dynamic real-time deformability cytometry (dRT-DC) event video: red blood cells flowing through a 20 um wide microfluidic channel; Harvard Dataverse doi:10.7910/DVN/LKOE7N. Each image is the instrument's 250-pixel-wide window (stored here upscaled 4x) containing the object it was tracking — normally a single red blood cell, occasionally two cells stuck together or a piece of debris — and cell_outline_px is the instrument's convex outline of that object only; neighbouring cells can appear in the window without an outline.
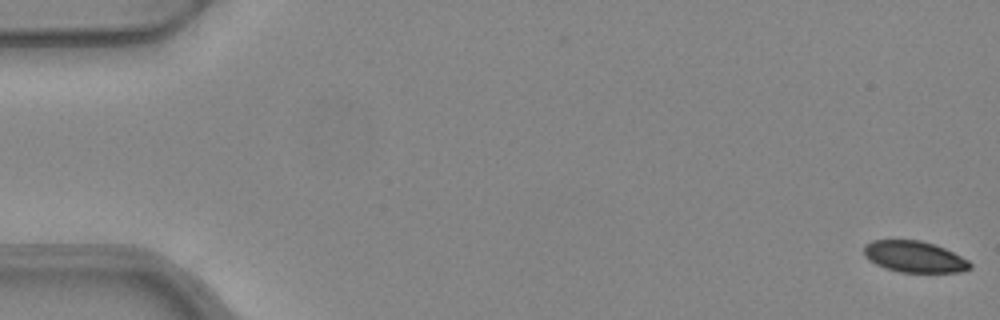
{"species": "common noctule bat (a hibernating species)", "species_latin": "Nyctalus noctula", "temperature_condition": "warm", "stored_images_in_passage": 53, "camera_frame_rate_fps": 3000, "um_per_image_px": 0.085, "animal": {"sex": "female", "body_mass_g": 24.6, "forearm_length_mm": 56.2}, "frame": {"image": 1, "passage_image": 1, "time_ms": 0.0, "image_size_px": [1000, 320], "cell_outline_px": [[972, 268], [960, 272], [900, 272], [884, 268], [868, 260], [864, 256], [864, 244], [872, 240], [920, 240], [944, 248], [968, 260], [972, 264]], "centroid_in_image_um": [77.69, 21.82], "position_along_channel_um": 7.3, "area_um2": 19.36}}
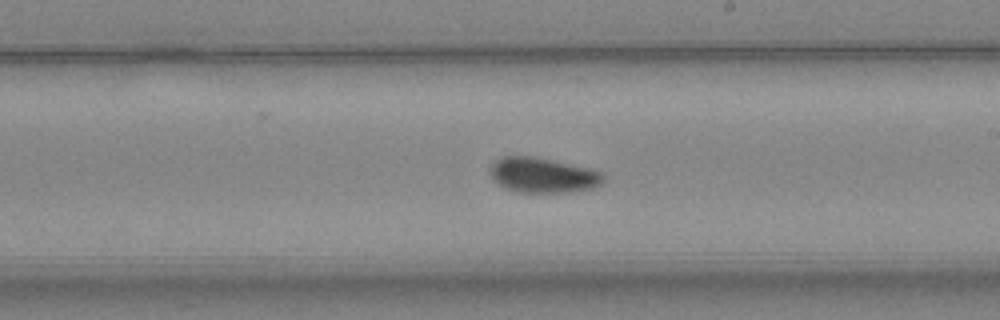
{"frame": {"image": 2, "passage_image": 31, "time_ms": 10.0, "image_size_px": [1000, 320], "cell_outline_px": [[604, 180], [600, 184], [592, 188], [568, 192], [516, 192], [504, 188], [492, 180], [488, 172], [488, 168], [500, 156], [536, 156], [588, 168], [600, 172], [604, 176]], "centroid_in_image_um": [46.06, 14.88], "position_along_channel_um": 242.9, "area_um2": 23.35}}
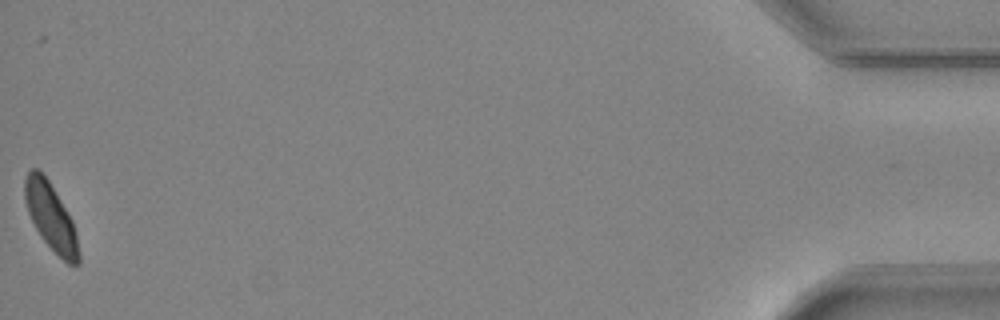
{"frame": {"image": 3, "passage_image": 53, "time_ms": 17.333, "image_size_px": [1000, 320], "cell_outline_px": [[80, 264], [68, 264], [40, 236], [28, 212], [24, 200], [24, 180], [28, 172], [32, 168], [36, 168], [48, 180], [72, 220], [76, 232], [80, 252]], "centroid_in_image_um": [4.32, 18.44], "position_along_channel_um": 430.9, "area_um2": 20.69}, "authors_computed_cell_mechanics": {"area_um2": 21.7906, "velocity_mm_per_s": 3.9376, "shape_relaxation_time_tau1_ms": 5.1963, "shape_relaxation_time_tau2_ms": null, "deformation_change_tau1": 0.098, "deformation_change_tau2": null}}